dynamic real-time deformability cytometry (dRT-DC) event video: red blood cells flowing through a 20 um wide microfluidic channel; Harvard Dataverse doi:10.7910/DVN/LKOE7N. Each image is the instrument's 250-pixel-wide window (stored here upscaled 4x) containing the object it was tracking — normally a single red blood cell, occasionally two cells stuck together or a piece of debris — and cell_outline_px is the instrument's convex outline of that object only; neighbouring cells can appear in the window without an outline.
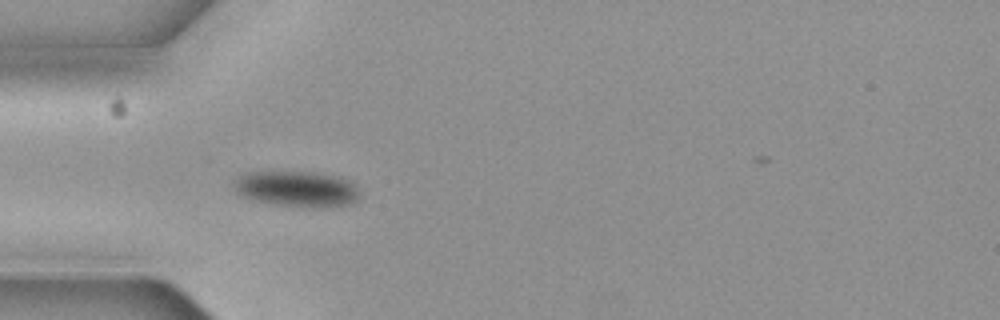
{"species": "common noctule bat (a hibernating species)", "species_latin": "Nyctalus noctula", "temperature_condition": "cold", "stored_images_in_passage": 3, "camera_frame_rate_fps": 3000, "um_per_image_px": 0.085, "animal": {"sex": "female", "body_mass_g": 19.3, "forearm_length_mm": 54.1}, "frame": {"image": 1, "passage_image": 2, "time_ms": 0.333, "image_size_px": [1000, 320], "cell_outline_px": [[360, 196], [352, 204], [332, 208], [308, 208], [276, 204], [252, 200], [240, 196], [236, 192], [232, 184], [232, 180], [248, 172], [312, 172], [336, 176], [348, 180], [356, 184], [360, 192]], "centroid_in_image_um": [25.26, 16.08], "position_along_channel_um": 59.7, "area_um2": 26.82}}
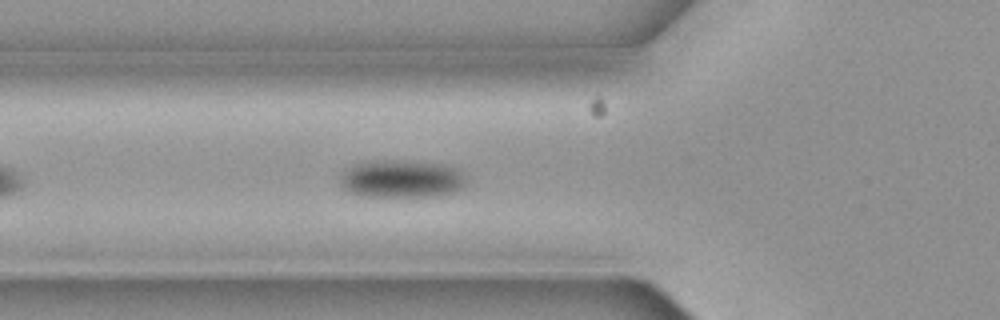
{"frame": {"image": 2, "passage_image": 3, "time_ms": 0.667, "image_size_px": [1000, 320], "cell_outline_px": [[464, 184], [460, 188], [452, 192], [432, 196], [364, 196], [348, 192], [340, 184], [340, 176], [348, 168], [356, 164], [380, 160], [396, 160], [444, 164], [460, 168], [464, 180]], "centroid_in_image_um": [34.12, 15.2], "position_along_channel_um": 91.7, "area_um2": 27.46}}